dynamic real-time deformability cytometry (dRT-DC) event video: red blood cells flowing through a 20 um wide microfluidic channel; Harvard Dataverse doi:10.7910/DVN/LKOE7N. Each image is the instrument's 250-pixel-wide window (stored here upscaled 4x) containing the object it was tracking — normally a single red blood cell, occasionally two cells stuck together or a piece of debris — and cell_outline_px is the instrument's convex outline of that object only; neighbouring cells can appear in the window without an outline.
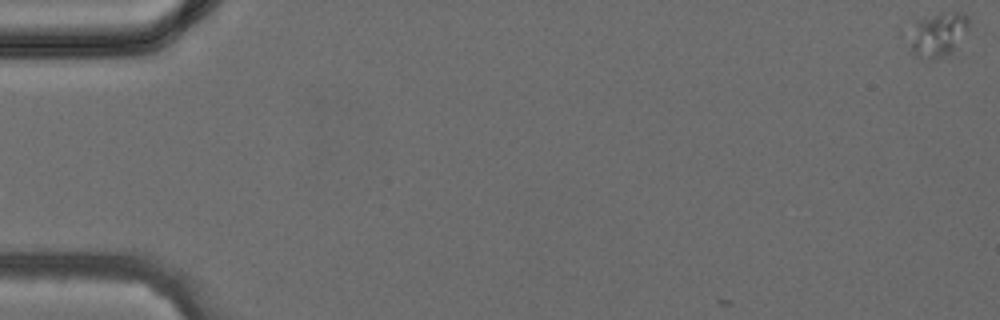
{"species": "common noctule bat (a hibernating species)", "species_latin": "Nyctalus noctula", "temperature_condition": "cold", "stored_images_in_passage": 3, "camera_frame_rate_fps": 3000, "um_per_image_px": 0.085, "animal": {"sex": "female", "body_mass_g": 24.6, "forearm_length_mm": 56.2}, "frame": {"image": 1, "passage_image": 1, "time_ms": 0.0, "image_size_px": [1000, 320], "cell_outline_px": [[972, 24], [952, 52], [932, 60], [916, 56], [912, 52], [900, 32], [900, 28], [916, 20], [956, 12], [960, 12], [968, 16]], "centroid_in_image_um": [79.55, 2.94], "position_along_channel_um": 5.5, "area_um2": 16.36}}